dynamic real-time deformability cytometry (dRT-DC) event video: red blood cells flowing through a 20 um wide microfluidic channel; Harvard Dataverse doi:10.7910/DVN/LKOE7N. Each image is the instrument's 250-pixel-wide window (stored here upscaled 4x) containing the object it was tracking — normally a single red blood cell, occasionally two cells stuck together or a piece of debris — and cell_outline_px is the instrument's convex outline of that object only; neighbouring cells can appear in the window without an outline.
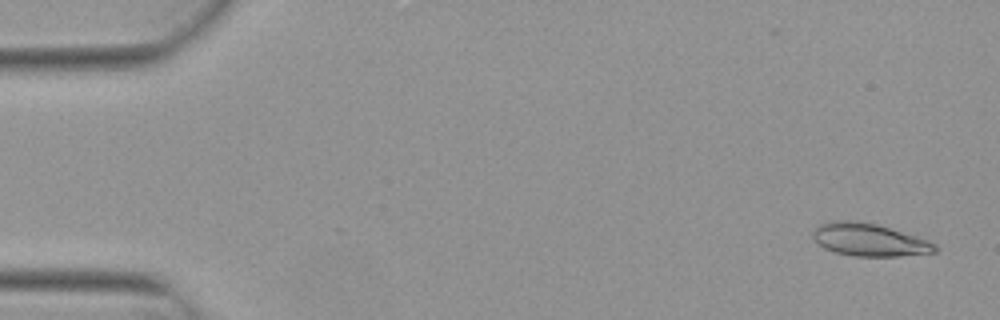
{"species": "Egyptian fruit bat (a non-hibernating species)", "species_latin": "Rousettus aegyptiacus", "temperature_condition": "warm", "stored_images_in_passage": 50, "camera_frame_rate_fps": 3000, "um_per_image_px": 0.085, "animal": {"sex": "female"}, "frame": {"image": 1, "passage_image": 2, "time_ms": 0.333, "image_size_px": [1000, 320], "cell_outline_px": [[940, 248], [936, 252], [900, 256], [856, 256], [836, 252], [824, 248], [812, 236], [812, 232], [820, 224], [836, 220], [848, 220], [876, 224], [916, 236], [928, 240], [936, 244]], "centroid_in_image_um": [73.92, 20.39], "position_along_channel_um": 11.1, "area_um2": 23.0}}
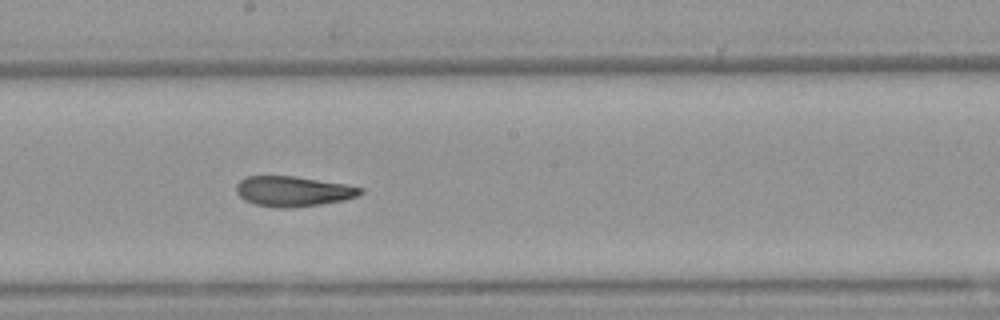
{"frame": {"image": 2, "passage_image": 29, "time_ms": 9.333, "image_size_px": [1000, 320], "cell_outline_px": [[364, 192], [356, 196], [344, 200], [320, 204], [284, 208], [280, 208], [256, 204], [244, 200], [236, 192], [236, 184], [244, 176], [292, 176], [348, 184], [364, 188]], "centroid_in_image_um": [24.92, 16.25], "position_along_channel_um": 223.3, "area_um2": 21.79}}
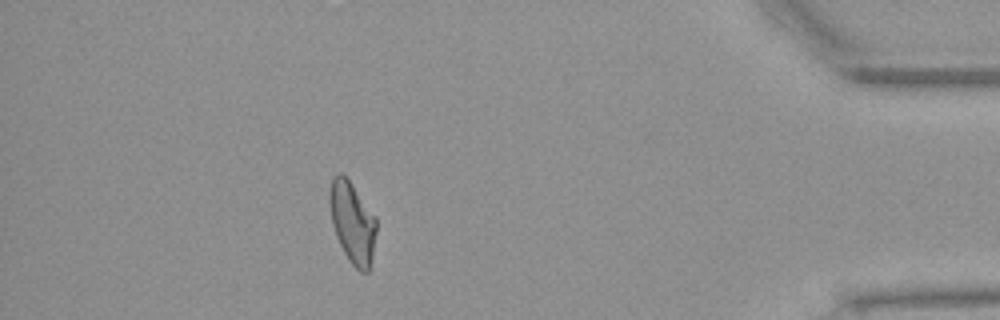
{"frame": {"image": 3, "passage_image": 47, "time_ms": 15.333, "image_size_px": [1000, 320], "cell_outline_px": [[376, 232], [372, 256], [368, 272], [360, 272], [352, 264], [344, 252], [336, 236], [332, 224], [328, 200], [328, 192], [332, 176], [340, 172], [352, 184], [376, 216]], "centroid_in_image_um": [29.93, 18.87], "position_along_channel_um": 405.3, "area_um2": 22.2}}